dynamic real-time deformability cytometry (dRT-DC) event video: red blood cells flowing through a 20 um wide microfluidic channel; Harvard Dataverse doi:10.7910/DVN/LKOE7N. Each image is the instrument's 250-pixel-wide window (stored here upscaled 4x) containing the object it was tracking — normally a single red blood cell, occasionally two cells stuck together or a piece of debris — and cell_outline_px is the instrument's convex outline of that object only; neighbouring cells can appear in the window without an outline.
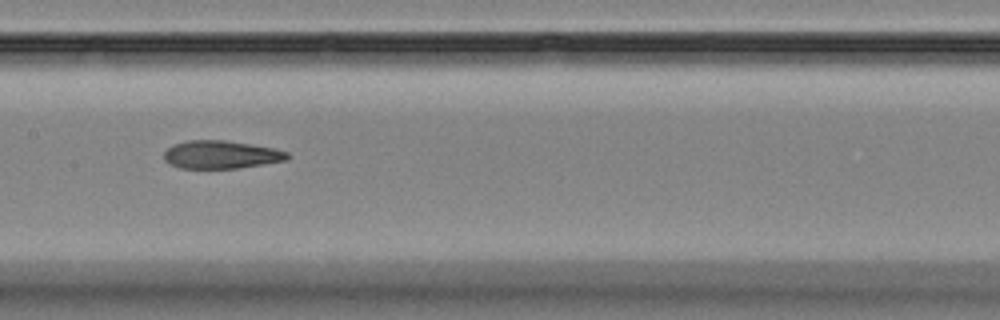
{"species": "Egyptian fruit bat (a non-hibernating species)", "species_latin": "Rousettus aegyptiacus", "temperature_condition": "room temperature", "stored_images_in_passage": 9, "camera_frame_rate_fps": 3000, "um_per_image_px": 0.085, "animal": {"sex": "female"}, "frame": {"image": 1, "passage_image": 4, "time_ms": 3.333, "image_size_px": [1000, 320], "cell_outline_px": [[288, 160], [236, 168], [180, 168], [168, 164], [164, 160], [164, 152], [172, 144], [188, 140], [224, 140], [272, 148], [288, 152]], "centroid_in_image_um": [18.73, 13.14], "position_along_channel_um": 188.7, "area_um2": 20.0}}
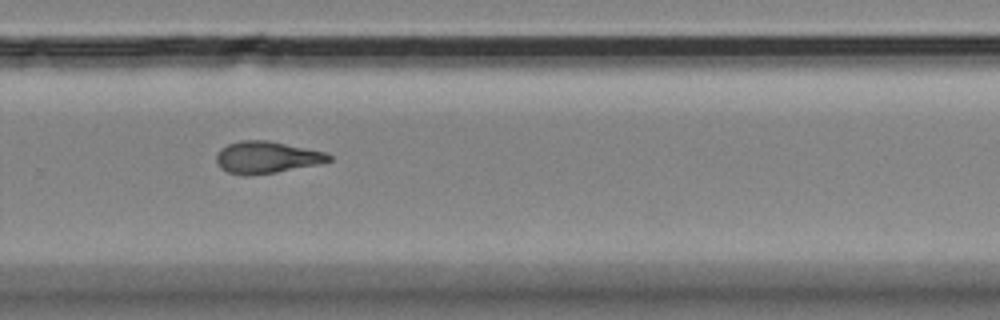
{"frame": {"image": 2, "passage_image": 7, "time_ms": 6.667, "image_size_px": [1000, 320], "cell_outline_px": [[332, 160], [316, 164], [276, 172], [244, 176], [228, 172], [220, 168], [216, 164], [216, 156], [220, 148], [228, 144], [240, 140], [268, 140], [324, 152], [332, 156]], "centroid_in_image_um": [22.6, 13.37], "position_along_channel_um": 307.2, "area_um2": 20.81}}
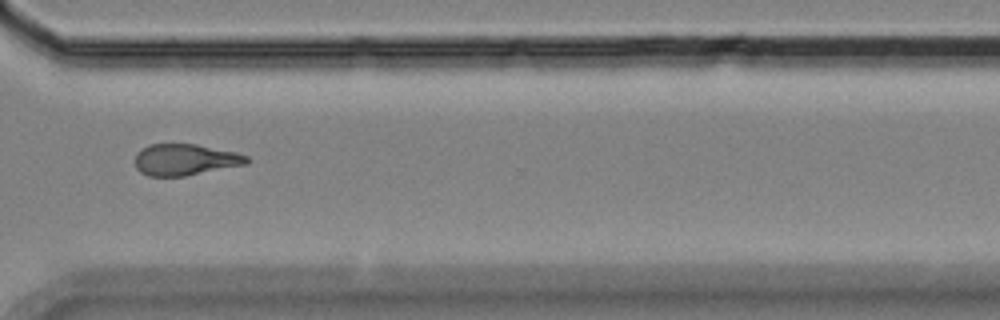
{"frame": {"image": 3, "passage_image": 8, "time_ms": 8.0, "image_size_px": [1000, 320], "cell_outline_px": [[248, 164], [184, 176], [148, 176], [140, 172], [136, 168], [136, 156], [148, 144], [196, 144], [236, 152], [248, 156]], "centroid_in_image_um": [15.76, 13.57], "position_along_channel_um": 354.8, "area_um2": 20.29}}